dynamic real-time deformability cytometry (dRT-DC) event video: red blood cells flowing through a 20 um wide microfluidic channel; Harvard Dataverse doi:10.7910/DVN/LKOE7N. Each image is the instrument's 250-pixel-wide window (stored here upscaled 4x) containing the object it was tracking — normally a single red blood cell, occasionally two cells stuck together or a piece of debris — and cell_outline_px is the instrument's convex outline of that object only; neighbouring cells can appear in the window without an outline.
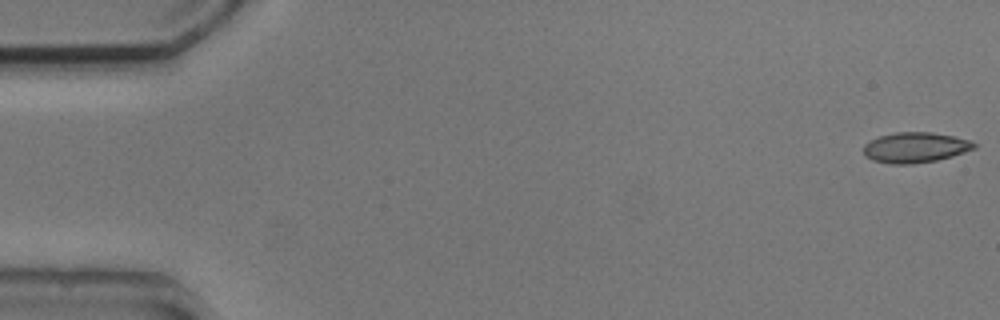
{"species": "common noctule bat (a hibernating species)", "species_latin": "Nyctalus noctula", "temperature_condition": "cold", "stored_images_in_passage": 53, "camera_frame_rate_fps": 3000, "um_per_image_px": 0.085, "animal": {"sex": "male", "body_mass_g": 20.5, "forearm_length_mm": 52.5}, "frame": {"image": 1, "passage_image": 1, "time_ms": 0.0, "image_size_px": [1000, 320], "cell_outline_px": [[976, 148], [952, 156], [936, 160], [912, 164], [888, 164], [872, 160], [864, 156], [864, 144], [880, 136], [896, 132], [932, 132], [952, 136], [968, 140], [976, 144]], "centroid_in_image_um": [77.77, 12.54], "position_along_channel_um": 7.2, "area_um2": 19.48}}
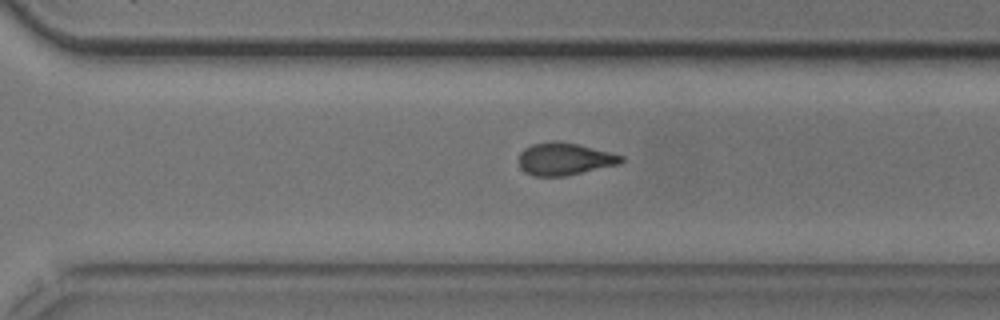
{"frame": {"image": 2, "passage_image": 37, "time_ms": 12.0, "image_size_px": [1000, 320], "cell_outline_px": [[624, 160], [620, 164], [564, 176], [532, 176], [524, 172], [520, 168], [520, 152], [524, 148], [532, 144], [552, 140], [556, 140], [576, 144], [612, 152], [624, 156]], "centroid_in_image_um": [47.98, 13.51], "position_along_channel_um": 322.6, "area_um2": 19.42}}
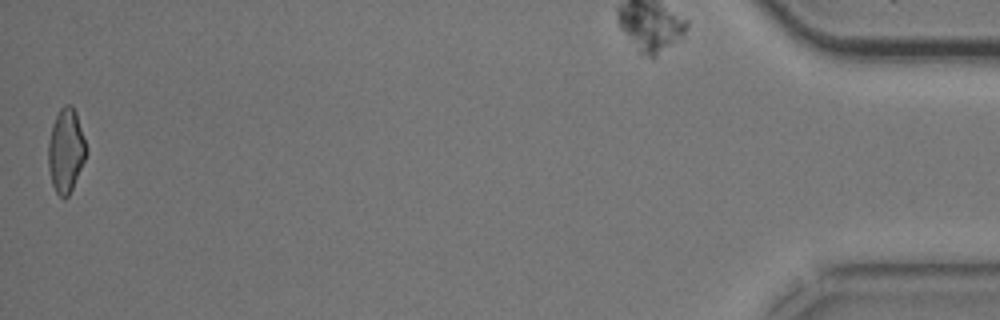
{"frame": {"image": 3, "passage_image": 53, "time_ms": 17.333, "image_size_px": [1000, 320], "cell_outline_px": [[88, 152], [72, 188], [68, 196], [64, 200], [56, 192], [52, 184], [48, 168], [48, 144], [52, 124], [60, 108], [64, 104], [72, 104], [76, 112], [88, 148]], "centroid_in_image_um": [5.61, 12.78], "position_along_channel_um": 429.6, "area_um2": 18.73}, "authors_computed_cell_mechanics": {"area_um2": 19.4786, "velocity_mm_per_s": 3.7882, "shape_relaxation_time_tau1_ms": 3.9265, "shape_relaxation_time_tau2_ms": 2.6952, "deformation_change_tau1": 0.153, "deformation_change_tau2": 0.0974}}